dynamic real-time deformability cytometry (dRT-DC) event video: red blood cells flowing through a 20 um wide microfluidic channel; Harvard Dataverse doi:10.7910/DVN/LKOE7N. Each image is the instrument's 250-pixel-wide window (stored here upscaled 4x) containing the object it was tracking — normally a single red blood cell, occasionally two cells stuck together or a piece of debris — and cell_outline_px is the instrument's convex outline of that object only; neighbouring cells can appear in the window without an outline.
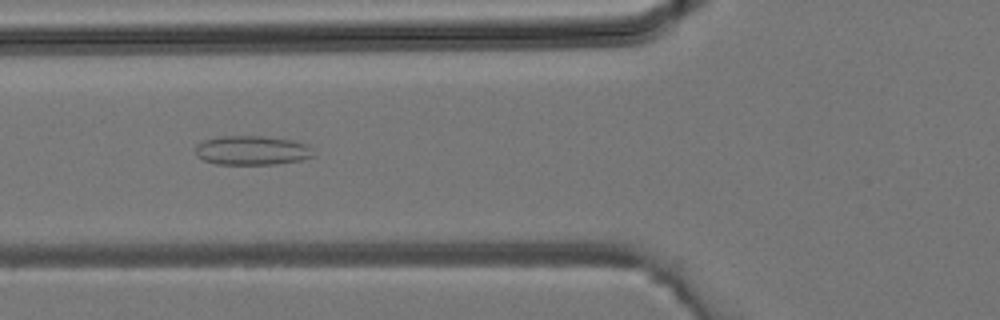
{"species": "common noctule bat (a hibernating species)", "species_latin": "Nyctalus noctula", "temperature_condition": "room temperature", "stored_images_in_passage": 37, "camera_frame_rate_fps": 3000, "um_per_image_px": 0.085, "animal": {"sex": "male", "body_mass_g": 19.2, "forearm_length_mm": 51.8}, "frame": {"image": 1, "passage_image": 14, "time_ms": 4.333, "image_size_px": [1000, 320], "cell_outline_px": [[316, 156], [300, 160], [276, 164], [216, 164], [204, 160], [196, 156], [196, 144], [204, 140], [220, 136], [260, 136], [292, 140], [308, 144], [312, 148]], "centroid_in_image_um": [21.44, 12.78], "position_along_channel_um": 104.4, "area_um2": 20.23}}
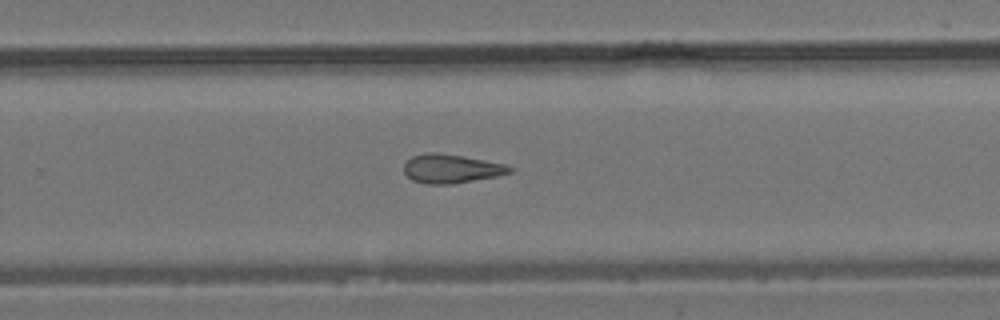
{"frame": {"image": 2, "passage_image": 24, "time_ms": 7.667, "image_size_px": [1000, 320], "cell_outline_px": [[516, 168], [512, 172], [496, 176], [452, 184], [428, 184], [412, 180], [404, 172], [404, 164], [412, 156], [428, 152], [436, 152], [484, 160], [504, 164]], "centroid_in_image_um": [38.36, 14.34], "position_along_channel_um": 291.4, "area_um2": 17.63}}
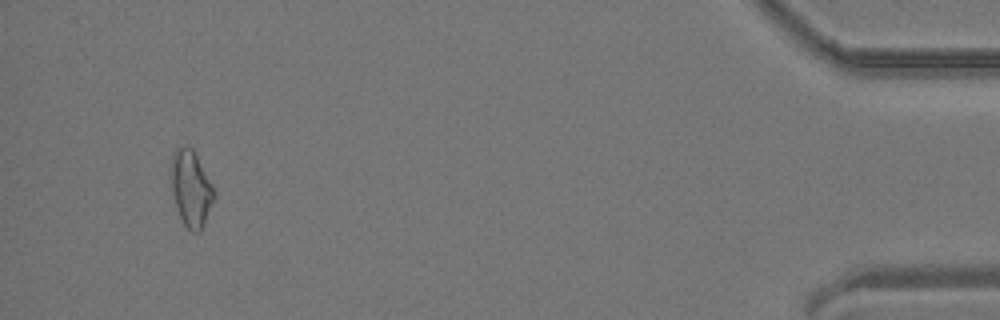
{"frame": {"image": 3, "passage_image": 35, "time_ms": 11.333, "image_size_px": [1000, 320], "cell_outline_px": [[216, 196], [204, 224], [200, 232], [192, 232], [184, 224], [180, 216], [172, 192], [172, 152], [176, 148], [192, 148], [212, 184], [216, 192]], "centroid_in_image_um": [16.26, 16.06], "position_along_channel_um": 418.9, "area_um2": 18.67}}